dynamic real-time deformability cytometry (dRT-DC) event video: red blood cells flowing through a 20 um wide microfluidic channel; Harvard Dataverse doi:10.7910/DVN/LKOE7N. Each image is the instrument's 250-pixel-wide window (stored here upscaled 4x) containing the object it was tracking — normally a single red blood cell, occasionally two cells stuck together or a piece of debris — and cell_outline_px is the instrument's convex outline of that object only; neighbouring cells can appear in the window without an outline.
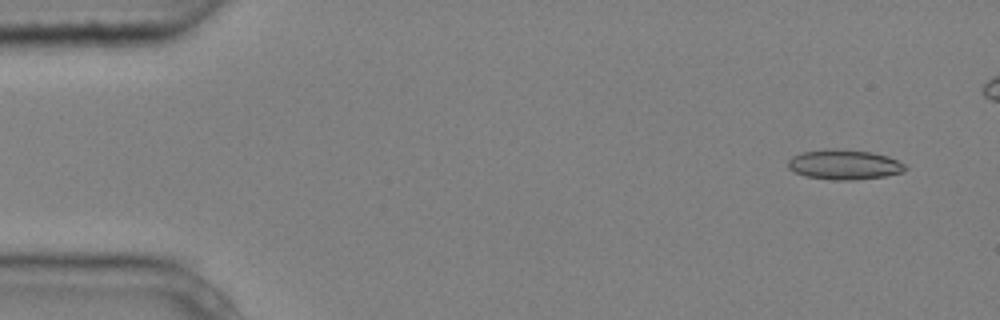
{"species": "common noctule bat (a hibernating species)", "species_latin": "Nyctalus noctula", "temperature_condition": "cold", "stored_images_in_passage": 6, "camera_frame_rate_fps": 3000, "um_per_image_px": 0.085, "animal": {"sex": "male", "body_mass_g": 20.4}, "frame": {"image": 1, "passage_image": 1, "time_ms": 0.0, "image_size_px": [1000, 320], "cell_outline_px": [[908, 168], [904, 172], [884, 176], [856, 180], [832, 180], [804, 176], [788, 168], [788, 160], [792, 156], [800, 152], [824, 148], [836, 148], [872, 152], [888, 156], [904, 164]], "centroid_in_image_um": [71.74, 13.98], "position_along_channel_um": 13.3, "area_um2": 20.75}}
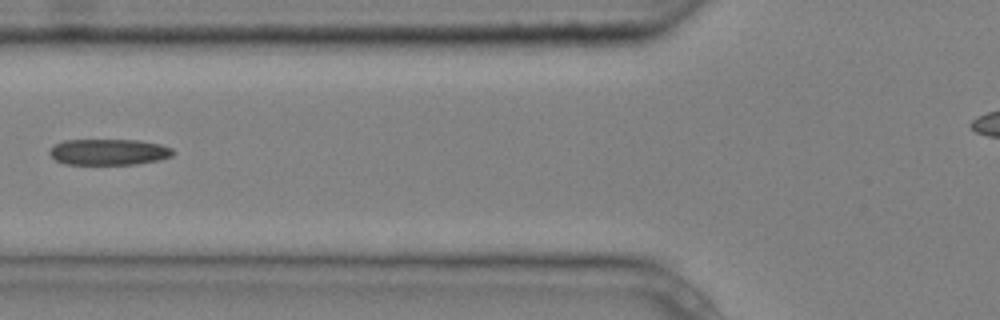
{"frame": {"image": 2, "passage_image": 6, "time_ms": 1.667, "image_size_px": [1000, 320], "cell_outline_px": [[176, 152], [172, 156], [160, 160], [136, 164], [64, 164], [56, 160], [48, 152], [56, 144], [64, 140], [140, 140], [160, 144], [172, 148]], "centroid_in_image_um": [9.29, 12.92], "position_along_channel_um": 116.5, "area_um2": 18.79}}